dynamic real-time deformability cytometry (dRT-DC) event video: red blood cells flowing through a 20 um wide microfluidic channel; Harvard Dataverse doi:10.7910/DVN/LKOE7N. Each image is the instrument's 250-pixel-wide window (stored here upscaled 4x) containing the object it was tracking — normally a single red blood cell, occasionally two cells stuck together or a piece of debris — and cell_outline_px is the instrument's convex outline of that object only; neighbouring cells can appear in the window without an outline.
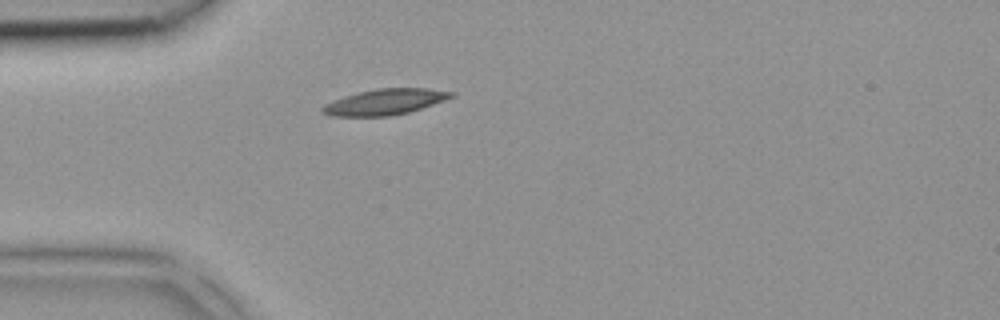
{"species": "common noctule bat (a hibernating species)", "species_latin": "Nyctalus noctula", "temperature_condition": "room temperature", "stored_images_in_passage": 1, "camera_frame_rate_fps": 3000, "um_per_image_px": 0.085, "animal": {"sex": "female", "body_mass_g": 18.4}, "frame": {"image": 1, "passage_image": 1, "time_ms": 0.0, "image_size_px": [1000, 320], "cell_outline_px": [[456, 96], [408, 112], [388, 116], [332, 116], [320, 112], [320, 108], [324, 104], [332, 100], [344, 96], [360, 92], [380, 88], [428, 88], [456, 92]], "centroid_in_image_um": [32.7, 8.66], "position_along_channel_um": 52.3, "area_um2": 19.31}}